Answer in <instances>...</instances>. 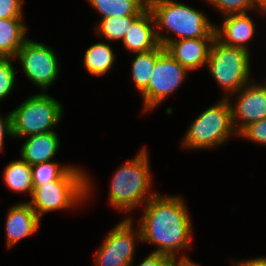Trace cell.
<instances>
[{
  "mask_svg": "<svg viewBox=\"0 0 266 266\" xmlns=\"http://www.w3.org/2000/svg\"><path fill=\"white\" fill-rule=\"evenodd\" d=\"M188 214L181 197L156 194L146 202L139 220L142 241L156 245L154 253L179 258L176 252L189 249L192 239Z\"/></svg>",
  "mask_w": 266,
  "mask_h": 266,
  "instance_id": "6da1fadb",
  "label": "cell"
},
{
  "mask_svg": "<svg viewBox=\"0 0 266 266\" xmlns=\"http://www.w3.org/2000/svg\"><path fill=\"white\" fill-rule=\"evenodd\" d=\"M148 9L153 14L156 35L163 47L173 40L216 37L215 25L204 14L184 3L174 0H148ZM161 28L174 33L178 38L166 37Z\"/></svg>",
  "mask_w": 266,
  "mask_h": 266,
  "instance_id": "7a4b0ae2",
  "label": "cell"
},
{
  "mask_svg": "<svg viewBox=\"0 0 266 266\" xmlns=\"http://www.w3.org/2000/svg\"><path fill=\"white\" fill-rule=\"evenodd\" d=\"M82 170L71 166L58 180L33 188L30 202L27 203L39 218L48 211L76 208L81 201L90 198L91 180Z\"/></svg>",
  "mask_w": 266,
  "mask_h": 266,
  "instance_id": "3957f363",
  "label": "cell"
},
{
  "mask_svg": "<svg viewBox=\"0 0 266 266\" xmlns=\"http://www.w3.org/2000/svg\"><path fill=\"white\" fill-rule=\"evenodd\" d=\"M146 149L126 162L113 175L110 183L109 203L119 211L134 210L157 193L150 190L152 176ZM149 192H151L149 194Z\"/></svg>",
  "mask_w": 266,
  "mask_h": 266,
  "instance_id": "277c9868",
  "label": "cell"
},
{
  "mask_svg": "<svg viewBox=\"0 0 266 266\" xmlns=\"http://www.w3.org/2000/svg\"><path fill=\"white\" fill-rule=\"evenodd\" d=\"M189 127L182 139L183 147L204 149L225 143L233 134H238L232 121L230 99L225 97L204 110Z\"/></svg>",
  "mask_w": 266,
  "mask_h": 266,
  "instance_id": "5b68a950",
  "label": "cell"
},
{
  "mask_svg": "<svg viewBox=\"0 0 266 266\" xmlns=\"http://www.w3.org/2000/svg\"><path fill=\"white\" fill-rule=\"evenodd\" d=\"M249 51L223 44L216 37L208 56L207 68L217 83L231 95L250 80Z\"/></svg>",
  "mask_w": 266,
  "mask_h": 266,
  "instance_id": "8992f818",
  "label": "cell"
},
{
  "mask_svg": "<svg viewBox=\"0 0 266 266\" xmlns=\"http://www.w3.org/2000/svg\"><path fill=\"white\" fill-rule=\"evenodd\" d=\"M62 113V104L46 93L28 97L11 111L13 137L22 138L54 131Z\"/></svg>",
  "mask_w": 266,
  "mask_h": 266,
  "instance_id": "52a82bcc",
  "label": "cell"
},
{
  "mask_svg": "<svg viewBox=\"0 0 266 266\" xmlns=\"http://www.w3.org/2000/svg\"><path fill=\"white\" fill-rule=\"evenodd\" d=\"M187 73L188 70L176 61L162 45H159L158 59L154 64L149 85L141 93L144 105L143 112L152 110L176 91L186 78Z\"/></svg>",
  "mask_w": 266,
  "mask_h": 266,
  "instance_id": "ba28073f",
  "label": "cell"
},
{
  "mask_svg": "<svg viewBox=\"0 0 266 266\" xmlns=\"http://www.w3.org/2000/svg\"><path fill=\"white\" fill-rule=\"evenodd\" d=\"M133 219L126 217L107 234L99 247L95 266H130L133 263L136 240L142 241L140 227L133 232Z\"/></svg>",
  "mask_w": 266,
  "mask_h": 266,
  "instance_id": "9c48e42d",
  "label": "cell"
},
{
  "mask_svg": "<svg viewBox=\"0 0 266 266\" xmlns=\"http://www.w3.org/2000/svg\"><path fill=\"white\" fill-rule=\"evenodd\" d=\"M15 59L21 62L28 79L44 92L58 78L59 62L55 52L47 45L27 39Z\"/></svg>",
  "mask_w": 266,
  "mask_h": 266,
  "instance_id": "30bf717a",
  "label": "cell"
},
{
  "mask_svg": "<svg viewBox=\"0 0 266 266\" xmlns=\"http://www.w3.org/2000/svg\"><path fill=\"white\" fill-rule=\"evenodd\" d=\"M249 82L236 92L241 93L236 98V104L230 102L232 121L238 134L249 124L266 118V87Z\"/></svg>",
  "mask_w": 266,
  "mask_h": 266,
  "instance_id": "8fae6325",
  "label": "cell"
},
{
  "mask_svg": "<svg viewBox=\"0 0 266 266\" xmlns=\"http://www.w3.org/2000/svg\"><path fill=\"white\" fill-rule=\"evenodd\" d=\"M215 38L173 40L164 49L188 71L207 65L211 45Z\"/></svg>",
  "mask_w": 266,
  "mask_h": 266,
  "instance_id": "7c38bea8",
  "label": "cell"
},
{
  "mask_svg": "<svg viewBox=\"0 0 266 266\" xmlns=\"http://www.w3.org/2000/svg\"><path fill=\"white\" fill-rule=\"evenodd\" d=\"M39 225L40 218L27 201L12 206L5 220L8 248H11L28 235L35 233Z\"/></svg>",
  "mask_w": 266,
  "mask_h": 266,
  "instance_id": "4fadbf2b",
  "label": "cell"
},
{
  "mask_svg": "<svg viewBox=\"0 0 266 266\" xmlns=\"http://www.w3.org/2000/svg\"><path fill=\"white\" fill-rule=\"evenodd\" d=\"M155 21L152 12L147 8L126 32L123 45L133 53L156 49L160 43L156 35Z\"/></svg>",
  "mask_w": 266,
  "mask_h": 266,
  "instance_id": "5bb4252c",
  "label": "cell"
},
{
  "mask_svg": "<svg viewBox=\"0 0 266 266\" xmlns=\"http://www.w3.org/2000/svg\"><path fill=\"white\" fill-rule=\"evenodd\" d=\"M248 14L228 15L223 20L222 27L215 26L216 38L231 47L243 48L247 51V42L255 34V25Z\"/></svg>",
  "mask_w": 266,
  "mask_h": 266,
  "instance_id": "9a60e30c",
  "label": "cell"
},
{
  "mask_svg": "<svg viewBox=\"0 0 266 266\" xmlns=\"http://www.w3.org/2000/svg\"><path fill=\"white\" fill-rule=\"evenodd\" d=\"M20 157L30 166L51 161L59 149V138L54 131L27 136L23 142Z\"/></svg>",
  "mask_w": 266,
  "mask_h": 266,
  "instance_id": "2e32d148",
  "label": "cell"
},
{
  "mask_svg": "<svg viewBox=\"0 0 266 266\" xmlns=\"http://www.w3.org/2000/svg\"><path fill=\"white\" fill-rule=\"evenodd\" d=\"M21 19H0V57L15 58L28 39L25 35L27 27Z\"/></svg>",
  "mask_w": 266,
  "mask_h": 266,
  "instance_id": "e0dca14e",
  "label": "cell"
},
{
  "mask_svg": "<svg viewBox=\"0 0 266 266\" xmlns=\"http://www.w3.org/2000/svg\"><path fill=\"white\" fill-rule=\"evenodd\" d=\"M92 8L104 18L141 15L148 8V0H88Z\"/></svg>",
  "mask_w": 266,
  "mask_h": 266,
  "instance_id": "ac0fdd59",
  "label": "cell"
},
{
  "mask_svg": "<svg viewBox=\"0 0 266 266\" xmlns=\"http://www.w3.org/2000/svg\"><path fill=\"white\" fill-rule=\"evenodd\" d=\"M115 57L116 55L108 43L99 42L86 50L83 64L90 74L101 76L112 68Z\"/></svg>",
  "mask_w": 266,
  "mask_h": 266,
  "instance_id": "d6986e66",
  "label": "cell"
},
{
  "mask_svg": "<svg viewBox=\"0 0 266 266\" xmlns=\"http://www.w3.org/2000/svg\"><path fill=\"white\" fill-rule=\"evenodd\" d=\"M4 182L14 192H29L32 195L33 181L31 166L24 160L10 162L4 169Z\"/></svg>",
  "mask_w": 266,
  "mask_h": 266,
  "instance_id": "ffe728a7",
  "label": "cell"
},
{
  "mask_svg": "<svg viewBox=\"0 0 266 266\" xmlns=\"http://www.w3.org/2000/svg\"><path fill=\"white\" fill-rule=\"evenodd\" d=\"M157 59L158 47L146 52L136 53L134 60H132V78L140 93L148 87Z\"/></svg>",
  "mask_w": 266,
  "mask_h": 266,
  "instance_id": "44dd1931",
  "label": "cell"
},
{
  "mask_svg": "<svg viewBox=\"0 0 266 266\" xmlns=\"http://www.w3.org/2000/svg\"><path fill=\"white\" fill-rule=\"evenodd\" d=\"M140 15L113 16L100 20L95 32L106 40H123L132 23Z\"/></svg>",
  "mask_w": 266,
  "mask_h": 266,
  "instance_id": "7402d4cb",
  "label": "cell"
},
{
  "mask_svg": "<svg viewBox=\"0 0 266 266\" xmlns=\"http://www.w3.org/2000/svg\"><path fill=\"white\" fill-rule=\"evenodd\" d=\"M213 7H216L225 16L235 14H247L248 10H259L266 14V6L261 5L257 0H206Z\"/></svg>",
  "mask_w": 266,
  "mask_h": 266,
  "instance_id": "603a6c76",
  "label": "cell"
},
{
  "mask_svg": "<svg viewBox=\"0 0 266 266\" xmlns=\"http://www.w3.org/2000/svg\"><path fill=\"white\" fill-rule=\"evenodd\" d=\"M71 166H59L57 163L47 161L31 166L33 188L58 180Z\"/></svg>",
  "mask_w": 266,
  "mask_h": 266,
  "instance_id": "cb8c5ba5",
  "label": "cell"
},
{
  "mask_svg": "<svg viewBox=\"0 0 266 266\" xmlns=\"http://www.w3.org/2000/svg\"><path fill=\"white\" fill-rule=\"evenodd\" d=\"M15 58L0 57V100L10 94L16 81L12 60Z\"/></svg>",
  "mask_w": 266,
  "mask_h": 266,
  "instance_id": "d4e9b609",
  "label": "cell"
},
{
  "mask_svg": "<svg viewBox=\"0 0 266 266\" xmlns=\"http://www.w3.org/2000/svg\"><path fill=\"white\" fill-rule=\"evenodd\" d=\"M238 135L252 142L266 145V118L249 124Z\"/></svg>",
  "mask_w": 266,
  "mask_h": 266,
  "instance_id": "484cf974",
  "label": "cell"
},
{
  "mask_svg": "<svg viewBox=\"0 0 266 266\" xmlns=\"http://www.w3.org/2000/svg\"><path fill=\"white\" fill-rule=\"evenodd\" d=\"M24 0H0V19L22 18Z\"/></svg>",
  "mask_w": 266,
  "mask_h": 266,
  "instance_id": "4316f807",
  "label": "cell"
},
{
  "mask_svg": "<svg viewBox=\"0 0 266 266\" xmlns=\"http://www.w3.org/2000/svg\"><path fill=\"white\" fill-rule=\"evenodd\" d=\"M173 260L174 258L168 255L152 252L138 266H170Z\"/></svg>",
  "mask_w": 266,
  "mask_h": 266,
  "instance_id": "83f0119b",
  "label": "cell"
},
{
  "mask_svg": "<svg viewBox=\"0 0 266 266\" xmlns=\"http://www.w3.org/2000/svg\"><path fill=\"white\" fill-rule=\"evenodd\" d=\"M13 137L11 112L3 117L0 116V151L4 148V137L6 135Z\"/></svg>",
  "mask_w": 266,
  "mask_h": 266,
  "instance_id": "f1b7e54d",
  "label": "cell"
},
{
  "mask_svg": "<svg viewBox=\"0 0 266 266\" xmlns=\"http://www.w3.org/2000/svg\"><path fill=\"white\" fill-rule=\"evenodd\" d=\"M236 266H266V257H257L251 259H245L244 261H238L234 263Z\"/></svg>",
  "mask_w": 266,
  "mask_h": 266,
  "instance_id": "f546056e",
  "label": "cell"
},
{
  "mask_svg": "<svg viewBox=\"0 0 266 266\" xmlns=\"http://www.w3.org/2000/svg\"><path fill=\"white\" fill-rule=\"evenodd\" d=\"M170 266H200L191 261L187 256L183 255L179 259H174Z\"/></svg>",
  "mask_w": 266,
  "mask_h": 266,
  "instance_id": "4dcf8cb0",
  "label": "cell"
},
{
  "mask_svg": "<svg viewBox=\"0 0 266 266\" xmlns=\"http://www.w3.org/2000/svg\"><path fill=\"white\" fill-rule=\"evenodd\" d=\"M261 5L266 6V0H257Z\"/></svg>",
  "mask_w": 266,
  "mask_h": 266,
  "instance_id": "1f68e13d",
  "label": "cell"
}]
</instances>
